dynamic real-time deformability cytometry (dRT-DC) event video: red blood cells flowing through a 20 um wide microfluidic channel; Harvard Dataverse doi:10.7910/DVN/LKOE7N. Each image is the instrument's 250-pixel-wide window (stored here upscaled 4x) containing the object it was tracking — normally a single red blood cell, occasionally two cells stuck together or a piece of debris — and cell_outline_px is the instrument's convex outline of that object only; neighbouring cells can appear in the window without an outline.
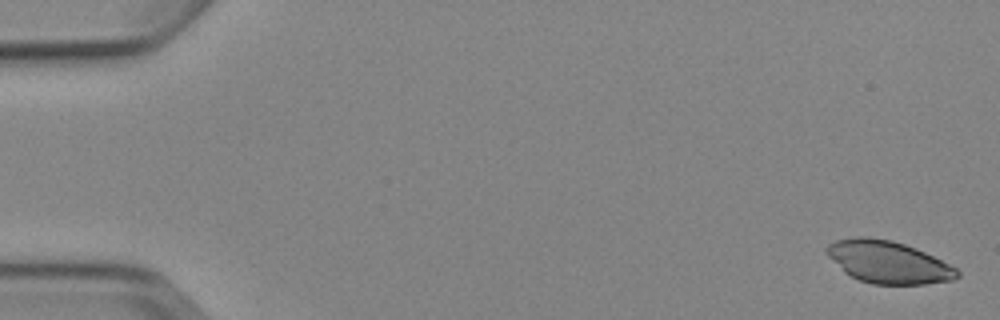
{"species": "Egyptian fruit bat (a non-hibernating species)", "species_latin": "Rousettus aegyptiacus", "temperature_condition": "cold", "stored_images_in_passage": 5, "camera_frame_rate_fps": 3000, "um_per_image_px": 0.085, "animal": {"sex": "female"}, "frame": {"image": 1, "passage_image": 1, "time_ms": 0.0, "image_size_px": [1000, 320], "cell_outline_px": [[960, 276], [952, 280], [924, 284], [872, 284], [860, 280], [844, 272], [824, 252], [824, 248], [828, 244], [836, 240], [856, 236], [868, 236], [892, 240], [916, 248], [956, 268], [960, 272]], "centroid_in_image_um": [75.46, 22.26], "position_along_channel_um": 9.5, "area_um2": 32.14}}